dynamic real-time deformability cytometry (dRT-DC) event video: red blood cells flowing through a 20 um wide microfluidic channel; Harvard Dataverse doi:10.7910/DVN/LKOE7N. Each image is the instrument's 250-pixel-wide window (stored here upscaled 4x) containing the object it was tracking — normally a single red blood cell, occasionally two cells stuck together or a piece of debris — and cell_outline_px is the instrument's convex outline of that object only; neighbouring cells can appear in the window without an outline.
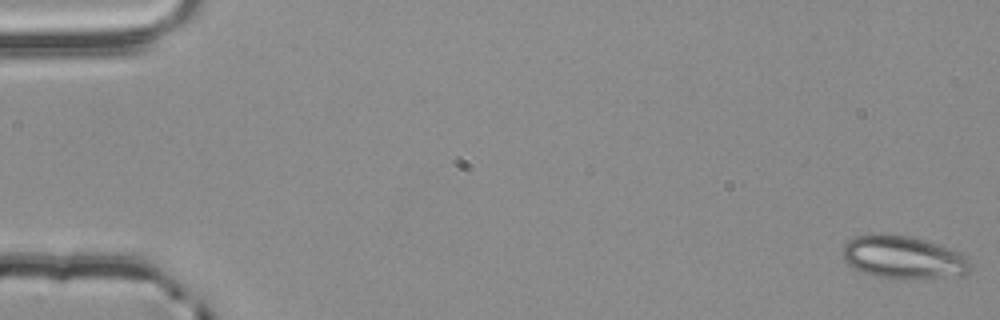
{"species": "common noctule bat (a hibernating species)", "species_latin": "Nyctalus noctula", "temperature_condition": "room temperature", "stored_images_in_passage": 55, "camera_frame_rate_fps": 3000, "um_per_image_px": 0.085, "animal": {"sex": "male", "body_mass_g": 20.4}, "frame": {"image": 1, "passage_image": 1, "time_ms": 0.0, "image_size_px": [1000, 320], "cell_outline_px": [[972, 264], [968, 272], [912, 280], [888, 280], [872, 276], [848, 264], [844, 260], [844, 244], [848, 240], [856, 236], [868, 232], [888, 232], [908, 236], [924, 240], [960, 252], [968, 256]], "centroid_in_image_um": [76.72, 21.86], "position_along_channel_um": 8.3, "area_um2": 32.43}}
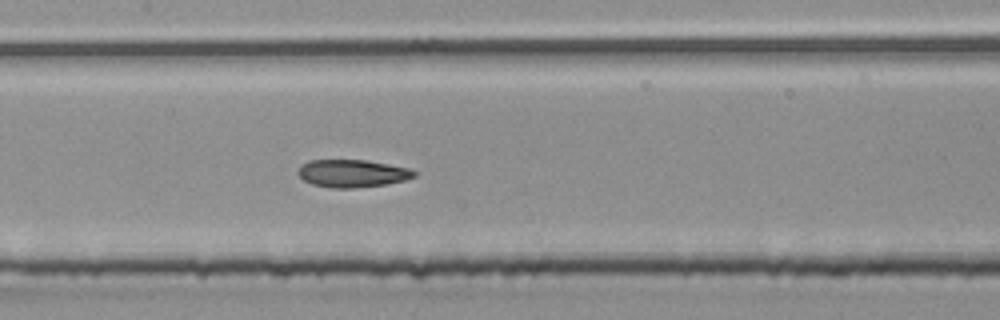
{"frame": {"image": 2, "passage_image": 27, "time_ms": 8.667, "image_size_px": [1000, 320], "cell_outline_px": [[416, 176], [404, 180], [388, 184], [352, 188], [332, 188], [312, 184], [304, 180], [296, 172], [300, 164], [308, 160], [368, 160], [412, 168], [416, 172]], "centroid_in_image_um": [29.95, 14.73], "position_along_channel_um": 177.4, "area_um2": 18.96}}
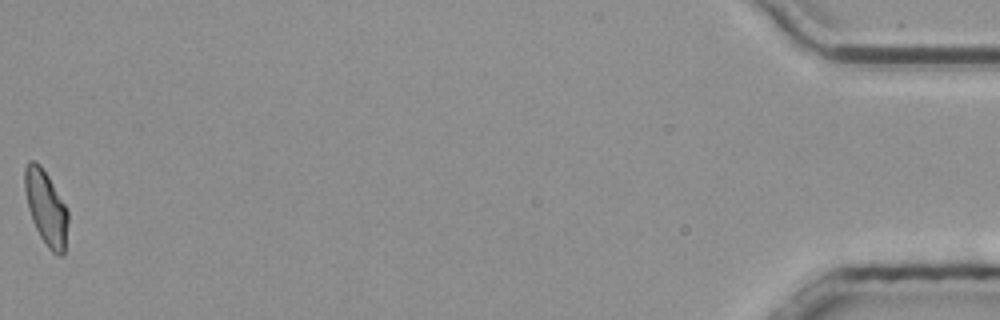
{"frame": {"image": 3, "passage_image": 55, "time_ms": 18.0, "image_size_px": [1000, 320], "cell_outline_px": [[68, 220], [64, 252], [60, 256], [52, 252], [48, 248], [40, 236], [32, 220], [28, 208], [24, 188], [24, 168], [28, 160], [36, 160], [40, 164], [48, 176], [64, 204], [68, 212]], "centroid_in_image_um": [3.88, 17.63], "position_along_channel_um": 431.3, "area_um2": 18.67}, "authors_computed_cell_mechanics": {"area_um2": 19.2474, "velocity_mm_per_s": 3.8403, "shape_relaxation_time_tau1_ms": null, "shape_relaxation_time_tau2_ms": 3.6407, "deformation_change_tau1": null, "deformation_change_tau2": 0.1098}}